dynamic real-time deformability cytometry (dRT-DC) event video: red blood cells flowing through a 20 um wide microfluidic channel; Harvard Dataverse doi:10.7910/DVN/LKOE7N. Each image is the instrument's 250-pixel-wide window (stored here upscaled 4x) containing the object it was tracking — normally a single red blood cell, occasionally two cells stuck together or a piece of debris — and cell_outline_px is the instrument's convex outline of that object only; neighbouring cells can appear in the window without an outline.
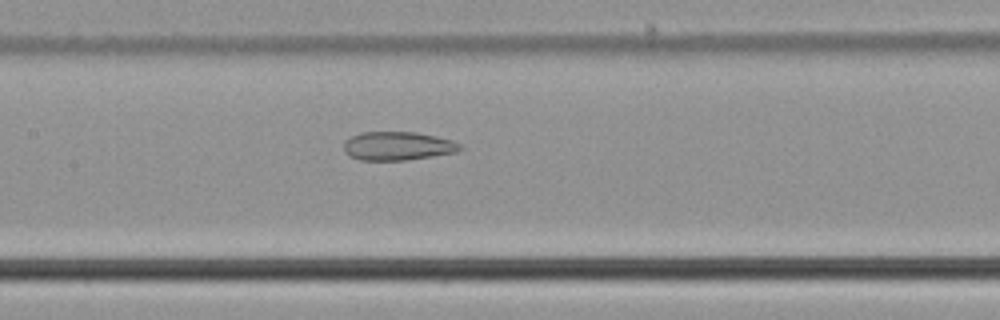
{"species": "common noctule bat (a hibernating species)", "species_latin": "Nyctalus noctula", "temperature_condition": "cold", "stored_images_in_passage": 54, "camera_frame_rate_fps": 3000, "um_per_image_px": 0.085, "animal": {"sex": "male", "body_mass_g": 21.5, "forearm_length_mm": 52.0}, "frame": {"image": 1, "passage_image": 26, "time_ms": 8.333, "image_size_px": [1000, 320], "cell_outline_px": [[464, 148], [456, 152], [408, 160], [360, 160], [348, 156], [344, 152], [344, 140], [360, 132], [416, 132], [436, 136], [452, 140], [460, 144]], "centroid_in_image_um": [33.79, 12.41], "position_along_channel_um": 173.6, "area_um2": 19.54}}
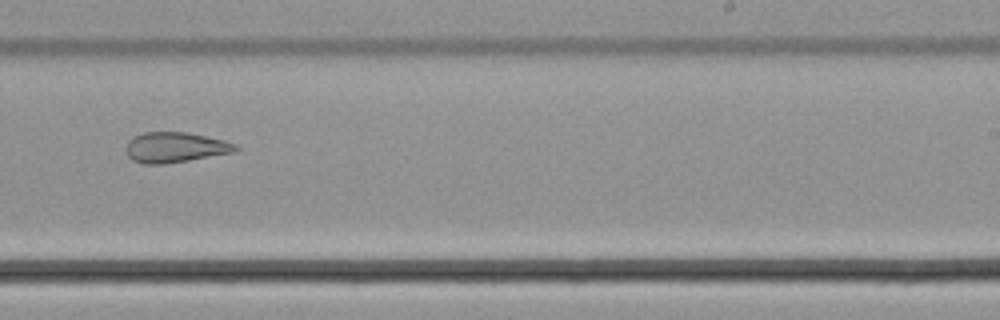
{"frame": {"image": 2, "passage_image": 34, "time_ms": 11.0, "image_size_px": [1000, 320], "cell_outline_px": [[240, 148], [236, 152], [164, 164], [144, 164], [132, 160], [128, 156], [124, 148], [128, 140], [132, 136], [144, 132], [188, 132], [224, 140], [236, 144]], "centroid_in_image_um": [14.87, 12.52], "position_along_channel_um": 274.1, "area_um2": 19.59}}
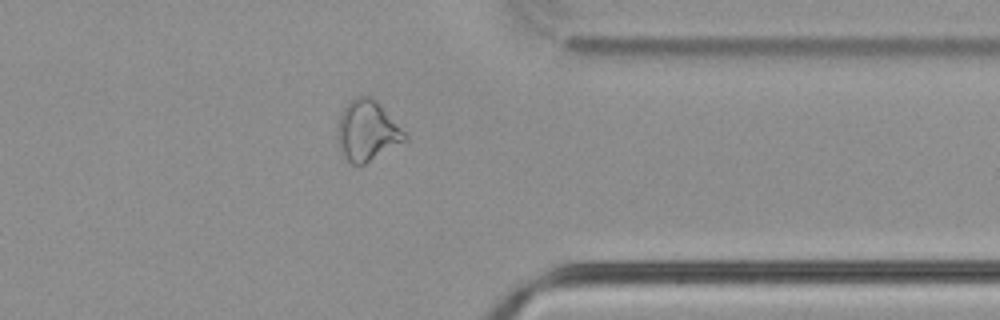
{"frame": {"image": 3, "passage_image": 43, "time_ms": 14.0, "image_size_px": [1000, 320], "cell_outline_px": [[408, 140], [364, 164], [352, 164], [340, 152], [336, 136], [336, 128], [340, 116], [348, 100], [356, 96], [368, 96], [376, 100], [408, 136]], "centroid_in_image_um": [31.18, 11.11], "position_along_channel_um": 380.2, "area_um2": 23.7}, "authors_computed_cell_mechanics": {"area_um2": 25.2008, "velocity_mm_per_s": 3.783, "shape_relaxation_time_tau1_ms": null, "shape_relaxation_time_tau2_ms": 3.0673, "deformation_change_tau1": null, "deformation_change_tau2": 0.1282}}